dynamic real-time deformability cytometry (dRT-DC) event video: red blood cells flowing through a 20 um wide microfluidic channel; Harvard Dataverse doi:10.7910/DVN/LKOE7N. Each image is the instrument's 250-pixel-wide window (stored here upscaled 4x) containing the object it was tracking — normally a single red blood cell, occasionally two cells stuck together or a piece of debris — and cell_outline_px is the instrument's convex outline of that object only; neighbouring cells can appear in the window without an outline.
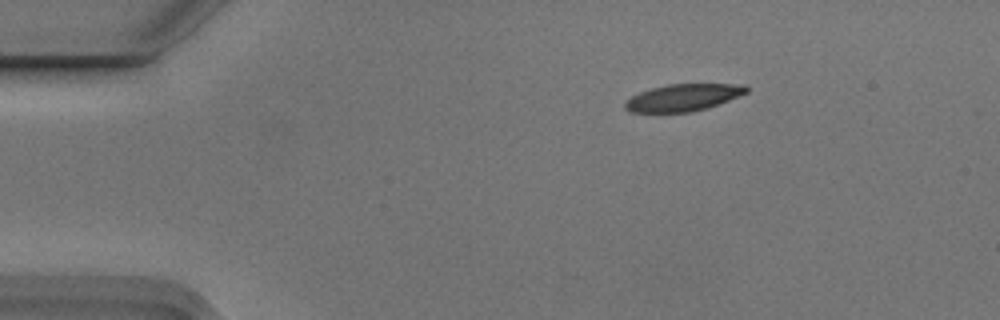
{"species": "Egyptian fruit bat (a non-hibernating species)", "species_latin": "Rousettus aegyptiacus", "temperature_condition": "cold", "stored_images_in_passage": 3, "camera_frame_rate_fps": 3000, "um_per_image_px": 0.085, "animal": {"sex": "male"}, "frame": {"image": 1, "passage_image": 1, "time_ms": 0.0, "image_size_px": [1000, 320], "cell_outline_px": [[748, 92], [708, 108], [692, 112], [628, 112], [624, 108], [624, 104], [632, 96], [640, 92], [652, 88], [668, 84], [744, 84], [748, 88]], "centroid_in_image_um": [58.07, 8.29], "position_along_channel_um": 26.9, "area_um2": 19.02}}